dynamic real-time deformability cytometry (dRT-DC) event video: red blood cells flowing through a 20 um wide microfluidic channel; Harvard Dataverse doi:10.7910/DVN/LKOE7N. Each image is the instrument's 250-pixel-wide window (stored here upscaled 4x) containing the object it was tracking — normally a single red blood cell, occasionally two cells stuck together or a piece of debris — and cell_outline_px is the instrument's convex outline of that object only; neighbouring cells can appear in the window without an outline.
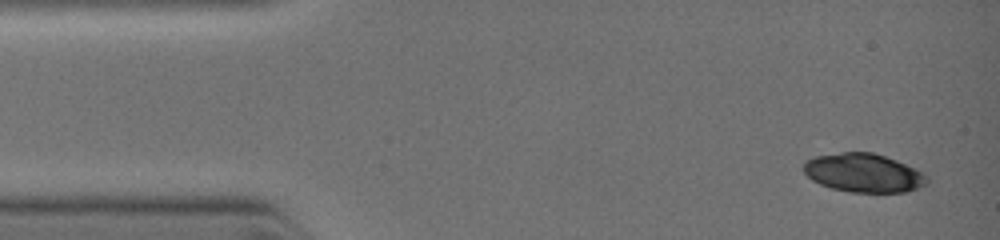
{"species": "common noctule bat (a hibernating species)", "species_latin": "Nyctalus noctula", "temperature_condition": "warm", "stored_images_in_passage": 4, "camera_frame_rate_fps": 3000, "um_per_image_px": 0.085, "animal": {"sex": "female", "body_mass_g": 19.0, "forearm_length_mm": 51.5}, "frame": {"image": 1, "passage_image": 1, "time_ms": 0.0, "image_size_px": [1000, 240], "cell_outline_px": [[928, 184], [904, 192], [852, 192], [832, 188], [820, 184], [812, 180], [804, 172], [804, 164], [808, 160], [816, 156], [840, 152], [872, 152], [896, 160], [928, 176]], "centroid_in_image_um": [73.39, 14.7], "position_along_channel_um": 11.6, "area_um2": 27.46}}
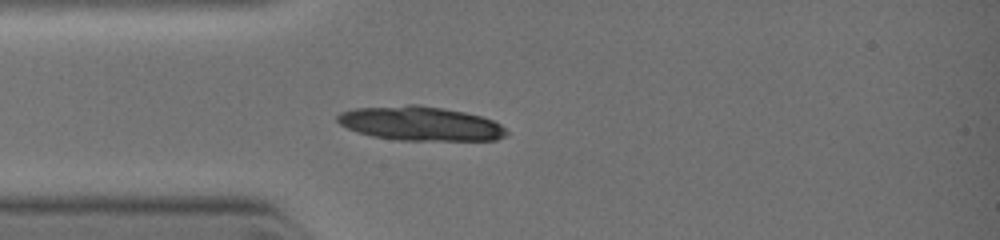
{"frame": {"image": 2, "passage_image": 4, "time_ms": 2.333, "image_size_px": [1000, 240], "cell_outline_px": [[508, 132], [504, 136], [496, 140], [396, 140], [372, 136], [348, 128], [340, 124], [336, 120], [336, 116], [340, 112], [356, 108], [408, 104], [416, 104], [444, 108], [464, 112], [480, 116], [492, 120], [500, 124]], "centroid_in_image_um": [35.71, 10.49], "position_along_channel_um": 49.3, "area_um2": 33.58}}